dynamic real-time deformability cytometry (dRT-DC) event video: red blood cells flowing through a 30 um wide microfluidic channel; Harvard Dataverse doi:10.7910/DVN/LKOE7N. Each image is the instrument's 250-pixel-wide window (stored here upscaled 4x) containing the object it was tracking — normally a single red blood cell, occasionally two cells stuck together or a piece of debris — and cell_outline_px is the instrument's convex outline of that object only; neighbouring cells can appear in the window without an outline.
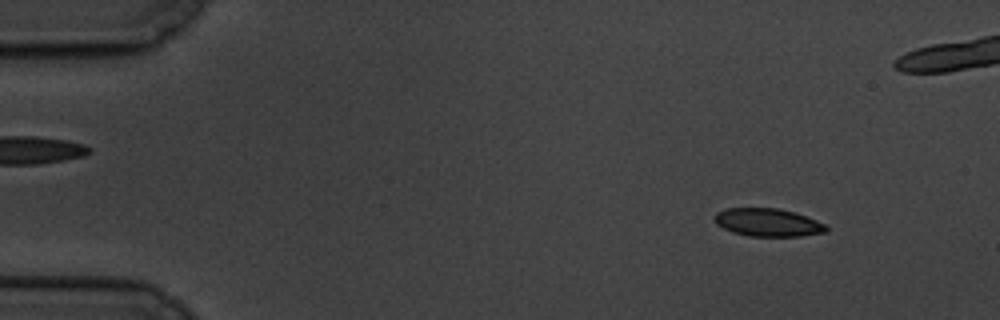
{"species": "common noctule bat (a hibernating species)", "species_latin": "Nyctalus noctula", "temperature_condition": "cold", "stored_images_in_passage": 6, "camera_frame_rate_fps": 3000, "um_per_image_px": 0.085, "animal": {"sex": "male", "body_mass_g": 19.5, "forearm_length_mm": 54.6}, "frame": {"image": 1, "passage_image": 2, "time_ms": 1.0, "image_size_px": [1000, 320], "cell_outline_px": [[828, 232], [800, 236], [748, 236], [732, 232], [716, 224], [716, 212], [728, 208], [780, 208], [816, 220], [824, 224], [828, 228]], "centroid_in_image_um": [65.27, 18.91], "position_along_channel_um": 19.7, "area_um2": 18.03}}